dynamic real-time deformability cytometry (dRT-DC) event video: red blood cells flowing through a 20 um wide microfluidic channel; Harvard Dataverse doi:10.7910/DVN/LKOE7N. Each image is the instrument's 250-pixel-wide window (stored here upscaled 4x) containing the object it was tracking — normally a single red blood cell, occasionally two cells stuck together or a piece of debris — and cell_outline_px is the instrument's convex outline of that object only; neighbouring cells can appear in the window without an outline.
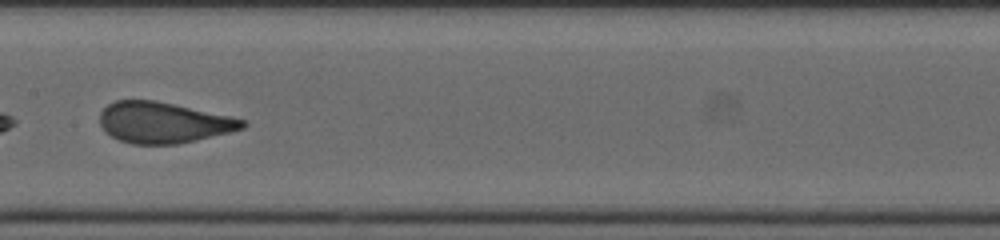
{"species": "human", "species_latin": "Homo sapiens", "temperature_condition": "cold", "stored_images_in_passage": 43, "segment_of_instrument_passage": [2, 2], "camera_frame_rate_fps": 3000, "um_per_image_px": 0.085, "donor": {"sex": "female"}, "frame": {"image": 1, "passage_image": 22, "time_ms": 7.0, "image_size_px": [1000, 240], "cell_outline_px": [[248, 124], [244, 128], [196, 140], [176, 144], [132, 144], [120, 140], [112, 136], [100, 124], [100, 112], [108, 104], [116, 100], [156, 100], [232, 116], [248, 120]], "centroid_in_image_um": [13.92, 10.4], "position_along_channel_um": 193.5, "area_um2": 33.99}}
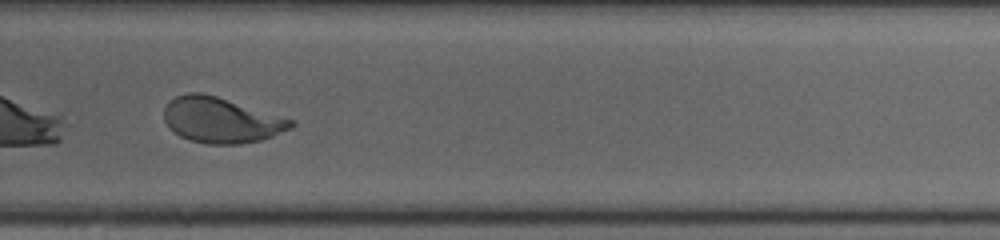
{"frame": {"image": 2, "passage_image": 30, "time_ms": 9.667, "image_size_px": [1000, 240], "cell_outline_px": [[296, 124], [292, 128], [272, 136], [260, 140], [240, 144], [208, 144], [192, 140], [180, 136], [164, 120], [164, 108], [176, 96], [188, 92], [200, 92], [216, 96], [296, 120]], "centroid_in_image_um": [18.84, 10.2], "position_along_channel_um": 311.0, "area_um2": 33.41}}